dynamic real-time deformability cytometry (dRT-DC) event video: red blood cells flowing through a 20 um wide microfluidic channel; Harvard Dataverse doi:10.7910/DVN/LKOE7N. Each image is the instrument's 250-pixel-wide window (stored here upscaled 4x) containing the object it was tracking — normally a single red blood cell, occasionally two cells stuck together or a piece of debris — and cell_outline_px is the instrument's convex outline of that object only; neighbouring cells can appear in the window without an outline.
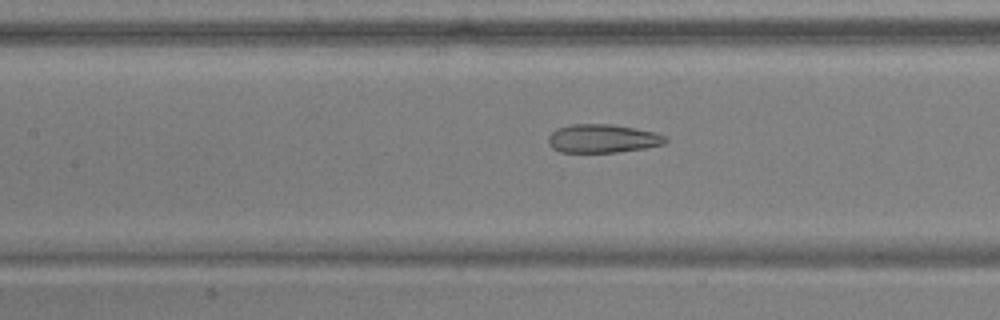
{"species": "common noctule bat (a hibernating species)", "species_latin": "Nyctalus noctula", "temperature_condition": "warm", "stored_images_in_passage": 40, "camera_frame_rate_fps": 3000, "um_per_image_px": 0.085, "animal": {"sex": "male", "body_mass_g": 17.9, "forearm_length_mm": 54.2}, "frame": {"image": 1, "passage_image": 11, "time_ms": 3.333, "image_size_px": [1000, 320], "cell_outline_px": [[668, 140], [664, 144], [644, 148], [616, 152], [560, 152], [552, 148], [548, 144], [548, 136], [556, 128], [572, 124], [612, 124], [656, 132], [664, 136]], "centroid_in_image_um": [51.19, 11.77], "position_along_channel_um": 156.2, "area_um2": 19.48}}
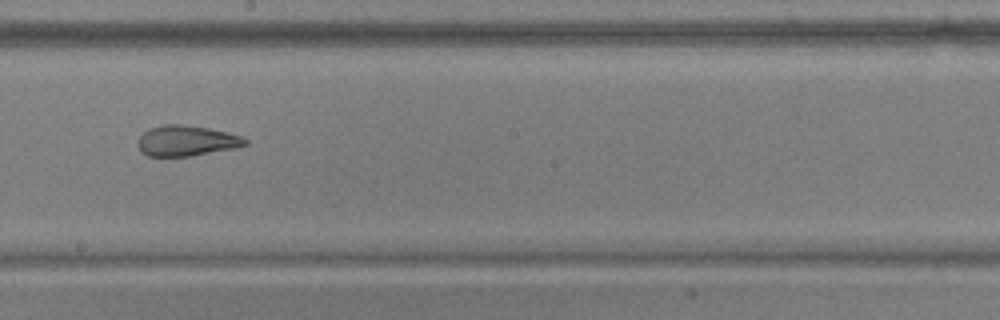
{"frame": {"image": 2, "passage_image": 17, "time_ms": 5.333, "image_size_px": [1000, 320], "cell_outline_px": [[248, 144], [236, 148], [192, 156], [148, 156], [136, 144], [140, 136], [148, 128], [160, 124], [180, 124], [208, 128], [228, 132], [244, 136], [248, 140]], "centroid_in_image_um": [15.88, 11.95], "position_along_channel_um": 232.3, "area_um2": 19.31}}
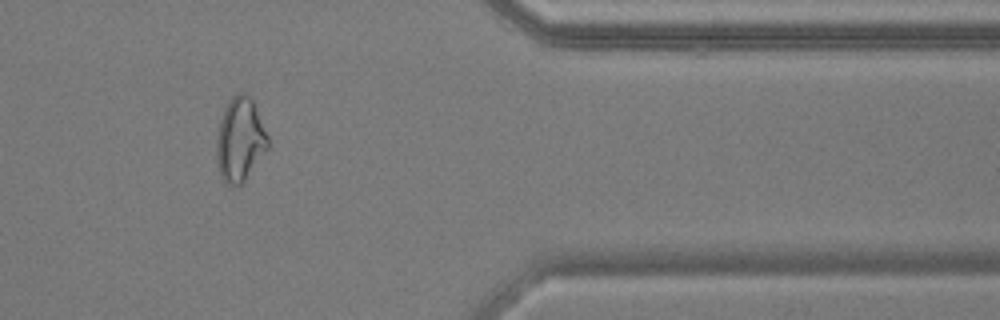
{"frame": {"image": 3, "passage_image": 31, "time_ms": 10.0, "image_size_px": [1000, 320], "cell_outline_px": [[268, 148], [244, 180], [240, 184], [228, 184], [220, 176], [216, 164], [216, 140], [220, 120], [224, 108], [228, 100], [232, 96], [240, 92], [244, 92], [252, 100], [268, 136]], "centroid_in_image_um": [20.37, 11.85], "position_along_channel_um": 391.0, "area_um2": 24.8}, "authors_computed_cell_mechanics": {"area_um2": 21.5594, "velocity_mm_per_s": 3.8251, "shape_relaxation_time_tau1_ms": null, "shape_relaxation_time_tau2_ms": 1.3858, "deformation_change_tau1": null, "deformation_change_tau2": 0.0836}}